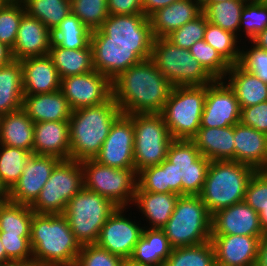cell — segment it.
<instances>
[{"label": "cell", "instance_id": "obj_1", "mask_svg": "<svg viewBox=\"0 0 267 266\" xmlns=\"http://www.w3.org/2000/svg\"><path fill=\"white\" fill-rule=\"evenodd\" d=\"M172 88L148 59L131 66L112 81V96L123 114H161Z\"/></svg>", "mask_w": 267, "mask_h": 266}, {"label": "cell", "instance_id": "obj_2", "mask_svg": "<svg viewBox=\"0 0 267 266\" xmlns=\"http://www.w3.org/2000/svg\"><path fill=\"white\" fill-rule=\"evenodd\" d=\"M30 244L36 266H75L81 249L64 214L34 213Z\"/></svg>", "mask_w": 267, "mask_h": 266}, {"label": "cell", "instance_id": "obj_3", "mask_svg": "<svg viewBox=\"0 0 267 266\" xmlns=\"http://www.w3.org/2000/svg\"><path fill=\"white\" fill-rule=\"evenodd\" d=\"M120 114L113 96L101 105L73 110L69 119L70 159H94Z\"/></svg>", "mask_w": 267, "mask_h": 266}, {"label": "cell", "instance_id": "obj_4", "mask_svg": "<svg viewBox=\"0 0 267 266\" xmlns=\"http://www.w3.org/2000/svg\"><path fill=\"white\" fill-rule=\"evenodd\" d=\"M255 171L232 160L211 161L199 195L209 213L243 202L247 183Z\"/></svg>", "mask_w": 267, "mask_h": 266}, {"label": "cell", "instance_id": "obj_5", "mask_svg": "<svg viewBox=\"0 0 267 266\" xmlns=\"http://www.w3.org/2000/svg\"><path fill=\"white\" fill-rule=\"evenodd\" d=\"M212 215L199 195L179 196L174 212L162 230L173 248L211 240Z\"/></svg>", "mask_w": 267, "mask_h": 266}, {"label": "cell", "instance_id": "obj_6", "mask_svg": "<svg viewBox=\"0 0 267 266\" xmlns=\"http://www.w3.org/2000/svg\"><path fill=\"white\" fill-rule=\"evenodd\" d=\"M206 85L175 86L161 112L173 140H191L200 128Z\"/></svg>", "mask_w": 267, "mask_h": 266}, {"label": "cell", "instance_id": "obj_7", "mask_svg": "<svg viewBox=\"0 0 267 266\" xmlns=\"http://www.w3.org/2000/svg\"><path fill=\"white\" fill-rule=\"evenodd\" d=\"M151 60L173 87L203 86L215 81L188 49L176 46L166 37L154 38Z\"/></svg>", "mask_w": 267, "mask_h": 266}, {"label": "cell", "instance_id": "obj_8", "mask_svg": "<svg viewBox=\"0 0 267 266\" xmlns=\"http://www.w3.org/2000/svg\"><path fill=\"white\" fill-rule=\"evenodd\" d=\"M117 208L109 199L83 188L68 202L64 215L82 246L96 244L100 230Z\"/></svg>", "mask_w": 267, "mask_h": 266}, {"label": "cell", "instance_id": "obj_9", "mask_svg": "<svg viewBox=\"0 0 267 266\" xmlns=\"http://www.w3.org/2000/svg\"><path fill=\"white\" fill-rule=\"evenodd\" d=\"M84 188L109 199L117 207H131L137 188L135 168H113L94 159L80 161Z\"/></svg>", "mask_w": 267, "mask_h": 266}, {"label": "cell", "instance_id": "obj_10", "mask_svg": "<svg viewBox=\"0 0 267 266\" xmlns=\"http://www.w3.org/2000/svg\"><path fill=\"white\" fill-rule=\"evenodd\" d=\"M83 188L81 162L61 160L30 207L37 214H64L68 202Z\"/></svg>", "mask_w": 267, "mask_h": 266}, {"label": "cell", "instance_id": "obj_11", "mask_svg": "<svg viewBox=\"0 0 267 266\" xmlns=\"http://www.w3.org/2000/svg\"><path fill=\"white\" fill-rule=\"evenodd\" d=\"M134 165L137 174L166 159L173 138L161 114H132Z\"/></svg>", "mask_w": 267, "mask_h": 266}, {"label": "cell", "instance_id": "obj_12", "mask_svg": "<svg viewBox=\"0 0 267 266\" xmlns=\"http://www.w3.org/2000/svg\"><path fill=\"white\" fill-rule=\"evenodd\" d=\"M94 70L111 81L133 65L151 59L152 45L106 44V35L100 30L91 33Z\"/></svg>", "mask_w": 267, "mask_h": 266}, {"label": "cell", "instance_id": "obj_13", "mask_svg": "<svg viewBox=\"0 0 267 266\" xmlns=\"http://www.w3.org/2000/svg\"><path fill=\"white\" fill-rule=\"evenodd\" d=\"M166 159L175 165L178 172V195H200L210 160L201 155L191 140H173Z\"/></svg>", "mask_w": 267, "mask_h": 266}, {"label": "cell", "instance_id": "obj_14", "mask_svg": "<svg viewBox=\"0 0 267 266\" xmlns=\"http://www.w3.org/2000/svg\"><path fill=\"white\" fill-rule=\"evenodd\" d=\"M134 215L132 207H118L100 230L96 245L128 261L144 228Z\"/></svg>", "mask_w": 267, "mask_h": 266}, {"label": "cell", "instance_id": "obj_15", "mask_svg": "<svg viewBox=\"0 0 267 266\" xmlns=\"http://www.w3.org/2000/svg\"><path fill=\"white\" fill-rule=\"evenodd\" d=\"M60 91L68 100L72 110L97 106L112 97V81L94 70L62 78Z\"/></svg>", "mask_w": 267, "mask_h": 266}, {"label": "cell", "instance_id": "obj_16", "mask_svg": "<svg viewBox=\"0 0 267 266\" xmlns=\"http://www.w3.org/2000/svg\"><path fill=\"white\" fill-rule=\"evenodd\" d=\"M94 160L113 168H135L132 114L121 113L115 119Z\"/></svg>", "mask_w": 267, "mask_h": 266}, {"label": "cell", "instance_id": "obj_17", "mask_svg": "<svg viewBox=\"0 0 267 266\" xmlns=\"http://www.w3.org/2000/svg\"><path fill=\"white\" fill-rule=\"evenodd\" d=\"M241 108L235 92L224 80L206 85L200 127H228L240 121Z\"/></svg>", "mask_w": 267, "mask_h": 266}, {"label": "cell", "instance_id": "obj_18", "mask_svg": "<svg viewBox=\"0 0 267 266\" xmlns=\"http://www.w3.org/2000/svg\"><path fill=\"white\" fill-rule=\"evenodd\" d=\"M60 161L53 156L32 154L19 180L8 191V200L31 206Z\"/></svg>", "mask_w": 267, "mask_h": 266}, {"label": "cell", "instance_id": "obj_19", "mask_svg": "<svg viewBox=\"0 0 267 266\" xmlns=\"http://www.w3.org/2000/svg\"><path fill=\"white\" fill-rule=\"evenodd\" d=\"M99 29L106 35V44L152 45L154 40L144 14L109 15Z\"/></svg>", "mask_w": 267, "mask_h": 266}, {"label": "cell", "instance_id": "obj_20", "mask_svg": "<svg viewBox=\"0 0 267 266\" xmlns=\"http://www.w3.org/2000/svg\"><path fill=\"white\" fill-rule=\"evenodd\" d=\"M243 235L263 237L259 214L244 201L212 214L211 236Z\"/></svg>", "mask_w": 267, "mask_h": 266}, {"label": "cell", "instance_id": "obj_21", "mask_svg": "<svg viewBox=\"0 0 267 266\" xmlns=\"http://www.w3.org/2000/svg\"><path fill=\"white\" fill-rule=\"evenodd\" d=\"M261 238L243 235L211 236L216 266H255Z\"/></svg>", "mask_w": 267, "mask_h": 266}, {"label": "cell", "instance_id": "obj_22", "mask_svg": "<svg viewBox=\"0 0 267 266\" xmlns=\"http://www.w3.org/2000/svg\"><path fill=\"white\" fill-rule=\"evenodd\" d=\"M52 32L37 18L24 13L12 49L14 60L48 55L52 44Z\"/></svg>", "mask_w": 267, "mask_h": 266}, {"label": "cell", "instance_id": "obj_23", "mask_svg": "<svg viewBox=\"0 0 267 266\" xmlns=\"http://www.w3.org/2000/svg\"><path fill=\"white\" fill-rule=\"evenodd\" d=\"M178 198L179 195L175 193L143 191L137 185L131 207L140 216L138 219L143 221V227L162 229L174 212Z\"/></svg>", "mask_w": 267, "mask_h": 266}, {"label": "cell", "instance_id": "obj_24", "mask_svg": "<svg viewBox=\"0 0 267 266\" xmlns=\"http://www.w3.org/2000/svg\"><path fill=\"white\" fill-rule=\"evenodd\" d=\"M24 95H37L60 90L61 78L49 55L20 60Z\"/></svg>", "mask_w": 267, "mask_h": 266}, {"label": "cell", "instance_id": "obj_25", "mask_svg": "<svg viewBox=\"0 0 267 266\" xmlns=\"http://www.w3.org/2000/svg\"><path fill=\"white\" fill-rule=\"evenodd\" d=\"M32 154L53 156L60 160L70 159L69 121L34 123Z\"/></svg>", "mask_w": 267, "mask_h": 266}, {"label": "cell", "instance_id": "obj_26", "mask_svg": "<svg viewBox=\"0 0 267 266\" xmlns=\"http://www.w3.org/2000/svg\"><path fill=\"white\" fill-rule=\"evenodd\" d=\"M234 161L267 170V135L240 122L234 125Z\"/></svg>", "mask_w": 267, "mask_h": 266}, {"label": "cell", "instance_id": "obj_27", "mask_svg": "<svg viewBox=\"0 0 267 266\" xmlns=\"http://www.w3.org/2000/svg\"><path fill=\"white\" fill-rule=\"evenodd\" d=\"M202 14V0H180L155 11L148 18L154 38L168 36Z\"/></svg>", "mask_w": 267, "mask_h": 266}, {"label": "cell", "instance_id": "obj_28", "mask_svg": "<svg viewBox=\"0 0 267 266\" xmlns=\"http://www.w3.org/2000/svg\"><path fill=\"white\" fill-rule=\"evenodd\" d=\"M22 109L34 123L69 121L73 111L60 90L37 95H24Z\"/></svg>", "mask_w": 267, "mask_h": 266}, {"label": "cell", "instance_id": "obj_29", "mask_svg": "<svg viewBox=\"0 0 267 266\" xmlns=\"http://www.w3.org/2000/svg\"><path fill=\"white\" fill-rule=\"evenodd\" d=\"M202 156L210 161H234V125L228 127H200L191 139Z\"/></svg>", "mask_w": 267, "mask_h": 266}, {"label": "cell", "instance_id": "obj_30", "mask_svg": "<svg viewBox=\"0 0 267 266\" xmlns=\"http://www.w3.org/2000/svg\"><path fill=\"white\" fill-rule=\"evenodd\" d=\"M223 80L235 92L241 109L267 101V84L239 63L230 66Z\"/></svg>", "mask_w": 267, "mask_h": 266}, {"label": "cell", "instance_id": "obj_31", "mask_svg": "<svg viewBox=\"0 0 267 266\" xmlns=\"http://www.w3.org/2000/svg\"><path fill=\"white\" fill-rule=\"evenodd\" d=\"M172 250L173 247L162 229L144 227L129 261L141 265H162Z\"/></svg>", "mask_w": 267, "mask_h": 266}, {"label": "cell", "instance_id": "obj_32", "mask_svg": "<svg viewBox=\"0 0 267 266\" xmlns=\"http://www.w3.org/2000/svg\"><path fill=\"white\" fill-rule=\"evenodd\" d=\"M34 122L21 108L0 116V144L32 152Z\"/></svg>", "mask_w": 267, "mask_h": 266}, {"label": "cell", "instance_id": "obj_33", "mask_svg": "<svg viewBox=\"0 0 267 266\" xmlns=\"http://www.w3.org/2000/svg\"><path fill=\"white\" fill-rule=\"evenodd\" d=\"M24 93L19 60L0 66V116L22 108Z\"/></svg>", "mask_w": 267, "mask_h": 266}, {"label": "cell", "instance_id": "obj_34", "mask_svg": "<svg viewBox=\"0 0 267 266\" xmlns=\"http://www.w3.org/2000/svg\"><path fill=\"white\" fill-rule=\"evenodd\" d=\"M48 55L52 58L61 79L94 71L90 44L83 49H67L52 41Z\"/></svg>", "mask_w": 267, "mask_h": 266}, {"label": "cell", "instance_id": "obj_35", "mask_svg": "<svg viewBox=\"0 0 267 266\" xmlns=\"http://www.w3.org/2000/svg\"><path fill=\"white\" fill-rule=\"evenodd\" d=\"M137 185L143 190L156 193L178 194V172L167 159L159 165L141 170L137 174Z\"/></svg>", "mask_w": 267, "mask_h": 266}, {"label": "cell", "instance_id": "obj_36", "mask_svg": "<svg viewBox=\"0 0 267 266\" xmlns=\"http://www.w3.org/2000/svg\"><path fill=\"white\" fill-rule=\"evenodd\" d=\"M243 0H226L210 4H202V13L209 23L239 38L241 13L245 5Z\"/></svg>", "mask_w": 267, "mask_h": 266}, {"label": "cell", "instance_id": "obj_37", "mask_svg": "<svg viewBox=\"0 0 267 266\" xmlns=\"http://www.w3.org/2000/svg\"><path fill=\"white\" fill-rule=\"evenodd\" d=\"M92 31L72 12L52 32L53 42L62 48L83 49L91 42Z\"/></svg>", "mask_w": 267, "mask_h": 266}, {"label": "cell", "instance_id": "obj_38", "mask_svg": "<svg viewBox=\"0 0 267 266\" xmlns=\"http://www.w3.org/2000/svg\"><path fill=\"white\" fill-rule=\"evenodd\" d=\"M25 12L41 21L51 32L71 11V0H22Z\"/></svg>", "mask_w": 267, "mask_h": 266}, {"label": "cell", "instance_id": "obj_39", "mask_svg": "<svg viewBox=\"0 0 267 266\" xmlns=\"http://www.w3.org/2000/svg\"><path fill=\"white\" fill-rule=\"evenodd\" d=\"M33 214L30 206L7 200L0 209V232L30 236Z\"/></svg>", "mask_w": 267, "mask_h": 266}, {"label": "cell", "instance_id": "obj_40", "mask_svg": "<svg viewBox=\"0 0 267 266\" xmlns=\"http://www.w3.org/2000/svg\"><path fill=\"white\" fill-rule=\"evenodd\" d=\"M32 152L0 144V185L9 191L19 180Z\"/></svg>", "mask_w": 267, "mask_h": 266}, {"label": "cell", "instance_id": "obj_41", "mask_svg": "<svg viewBox=\"0 0 267 266\" xmlns=\"http://www.w3.org/2000/svg\"><path fill=\"white\" fill-rule=\"evenodd\" d=\"M204 40L212 46L230 66L239 63L242 41L235 34L208 22L205 28Z\"/></svg>", "mask_w": 267, "mask_h": 266}, {"label": "cell", "instance_id": "obj_42", "mask_svg": "<svg viewBox=\"0 0 267 266\" xmlns=\"http://www.w3.org/2000/svg\"><path fill=\"white\" fill-rule=\"evenodd\" d=\"M165 266H216L211 241L186 247L173 248Z\"/></svg>", "mask_w": 267, "mask_h": 266}, {"label": "cell", "instance_id": "obj_43", "mask_svg": "<svg viewBox=\"0 0 267 266\" xmlns=\"http://www.w3.org/2000/svg\"><path fill=\"white\" fill-rule=\"evenodd\" d=\"M267 27V1L246 2L241 13L239 39L250 41Z\"/></svg>", "mask_w": 267, "mask_h": 266}, {"label": "cell", "instance_id": "obj_44", "mask_svg": "<svg viewBox=\"0 0 267 266\" xmlns=\"http://www.w3.org/2000/svg\"><path fill=\"white\" fill-rule=\"evenodd\" d=\"M189 51L215 80L225 78L230 65L204 39L195 42Z\"/></svg>", "mask_w": 267, "mask_h": 266}, {"label": "cell", "instance_id": "obj_45", "mask_svg": "<svg viewBox=\"0 0 267 266\" xmlns=\"http://www.w3.org/2000/svg\"><path fill=\"white\" fill-rule=\"evenodd\" d=\"M71 11L91 31L99 29L109 16L107 0H71Z\"/></svg>", "mask_w": 267, "mask_h": 266}, {"label": "cell", "instance_id": "obj_46", "mask_svg": "<svg viewBox=\"0 0 267 266\" xmlns=\"http://www.w3.org/2000/svg\"><path fill=\"white\" fill-rule=\"evenodd\" d=\"M25 13L22 1L0 6V42L13 49L21 19Z\"/></svg>", "mask_w": 267, "mask_h": 266}, {"label": "cell", "instance_id": "obj_47", "mask_svg": "<svg viewBox=\"0 0 267 266\" xmlns=\"http://www.w3.org/2000/svg\"><path fill=\"white\" fill-rule=\"evenodd\" d=\"M208 20L202 13L194 20L187 22L182 27L172 31L166 38L178 47L190 49L197 41L204 39V33Z\"/></svg>", "mask_w": 267, "mask_h": 266}, {"label": "cell", "instance_id": "obj_48", "mask_svg": "<svg viewBox=\"0 0 267 266\" xmlns=\"http://www.w3.org/2000/svg\"><path fill=\"white\" fill-rule=\"evenodd\" d=\"M246 42L241 44L239 64L267 84V50L257 47L251 41Z\"/></svg>", "mask_w": 267, "mask_h": 266}, {"label": "cell", "instance_id": "obj_49", "mask_svg": "<svg viewBox=\"0 0 267 266\" xmlns=\"http://www.w3.org/2000/svg\"><path fill=\"white\" fill-rule=\"evenodd\" d=\"M126 261L96 244L81 246L75 266H125Z\"/></svg>", "mask_w": 267, "mask_h": 266}, {"label": "cell", "instance_id": "obj_50", "mask_svg": "<svg viewBox=\"0 0 267 266\" xmlns=\"http://www.w3.org/2000/svg\"><path fill=\"white\" fill-rule=\"evenodd\" d=\"M244 202L258 214L267 209V170H258L247 183Z\"/></svg>", "mask_w": 267, "mask_h": 266}, {"label": "cell", "instance_id": "obj_51", "mask_svg": "<svg viewBox=\"0 0 267 266\" xmlns=\"http://www.w3.org/2000/svg\"><path fill=\"white\" fill-rule=\"evenodd\" d=\"M0 240L10 261L33 262L30 236H17L0 232Z\"/></svg>", "mask_w": 267, "mask_h": 266}, {"label": "cell", "instance_id": "obj_52", "mask_svg": "<svg viewBox=\"0 0 267 266\" xmlns=\"http://www.w3.org/2000/svg\"><path fill=\"white\" fill-rule=\"evenodd\" d=\"M239 122L267 135V101L242 108Z\"/></svg>", "mask_w": 267, "mask_h": 266}, {"label": "cell", "instance_id": "obj_53", "mask_svg": "<svg viewBox=\"0 0 267 266\" xmlns=\"http://www.w3.org/2000/svg\"><path fill=\"white\" fill-rule=\"evenodd\" d=\"M109 15L143 14L142 0H107Z\"/></svg>", "mask_w": 267, "mask_h": 266}, {"label": "cell", "instance_id": "obj_54", "mask_svg": "<svg viewBox=\"0 0 267 266\" xmlns=\"http://www.w3.org/2000/svg\"><path fill=\"white\" fill-rule=\"evenodd\" d=\"M180 0H142V10L143 14L149 17L155 11L160 8L171 5L173 2Z\"/></svg>", "mask_w": 267, "mask_h": 266}, {"label": "cell", "instance_id": "obj_55", "mask_svg": "<svg viewBox=\"0 0 267 266\" xmlns=\"http://www.w3.org/2000/svg\"><path fill=\"white\" fill-rule=\"evenodd\" d=\"M255 266H267V234L259 241Z\"/></svg>", "mask_w": 267, "mask_h": 266}, {"label": "cell", "instance_id": "obj_56", "mask_svg": "<svg viewBox=\"0 0 267 266\" xmlns=\"http://www.w3.org/2000/svg\"><path fill=\"white\" fill-rule=\"evenodd\" d=\"M13 60L12 49L6 44L0 42V66L7 65Z\"/></svg>", "mask_w": 267, "mask_h": 266}, {"label": "cell", "instance_id": "obj_57", "mask_svg": "<svg viewBox=\"0 0 267 266\" xmlns=\"http://www.w3.org/2000/svg\"><path fill=\"white\" fill-rule=\"evenodd\" d=\"M257 47L267 50V27L250 40Z\"/></svg>", "mask_w": 267, "mask_h": 266}, {"label": "cell", "instance_id": "obj_58", "mask_svg": "<svg viewBox=\"0 0 267 266\" xmlns=\"http://www.w3.org/2000/svg\"><path fill=\"white\" fill-rule=\"evenodd\" d=\"M260 226L264 234H267V209L259 213Z\"/></svg>", "mask_w": 267, "mask_h": 266}, {"label": "cell", "instance_id": "obj_59", "mask_svg": "<svg viewBox=\"0 0 267 266\" xmlns=\"http://www.w3.org/2000/svg\"><path fill=\"white\" fill-rule=\"evenodd\" d=\"M0 266H36L34 262L9 261Z\"/></svg>", "mask_w": 267, "mask_h": 266}, {"label": "cell", "instance_id": "obj_60", "mask_svg": "<svg viewBox=\"0 0 267 266\" xmlns=\"http://www.w3.org/2000/svg\"><path fill=\"white\" fill-rule=\"evenodd\" d=\"M10 260L6 256L5 248L0 240V264L9 262Z\"/></svg>", "mask_w": 267, "mask_h": 266}, {"label": "cell", "instance_id": "obj_61", "mask_svg": "<svg viewBox=\"0 0 267 266\" xmlns=\"http://www.w3.org/2000/svg\"><path fill=\"white\" fill-rule=\"evenodd\" d=\"M8 200V193H0V209Z\"/></svg>", "mask_w": 267, "mask_h": 266}, {"label": "cell", "instance_id": "obj_62", "mask_svg": "<svg viewBox=\"0 0 267 266\" xmlns=\"http://www.w3.org/2000/svg\"><path fill=\"white\" fill-rule=\"evenodd\" d=\"M125 266H165V265L164 264H162V265H141V264H134L128 260V261H126Z\"/></svg>", "mask_w": 267, "mask_h": 266}, {"label": "cell", "instance_id": "obj_63", "mask_svg": "<svg viewBox=\"0 0 267 266\" xmlns=\"http://www.w3.org/2000/svg\"><path fill=\"white\" fill-rule=\"evenodd\" d=\"M220 1H226V0H202V4H210V3L220 2Z\"/></svg>", "mask_w": 267, "mask_h": 266}, {"label": "cell", "instance_id": "obj_64", "mask_svg": "<svg viewBox=\"0 0 267 266\" xmlns=\"http://www.w3.org/2000/svg\"><path fill=\"white\" fill-rule=\"evenodd\" d=\"M3 4L4 3H17V2H20L22 0H0Z\"/></svg>", "mask_w": 267, "mask_h": 266}, {"label": "cell", "instance_id": "obj_65", "mask_svg": "<svg viewBox=\"0 0 267 266\" xmlns=\"http://www.w3.org/2000/svg\"><path fill=\"white\" fill-rule=\"evenodd\" d=\"M0 193H8V191L4 190L3 187L0 185Z\"/></svg>", "mask_w": 267, "mask_h": 266}, {"label": "cell", "instance_id": "obj_66", "mask_svg": "<svg viewBox=\"0 0 267 266\" xmlns=\"http://www.w3.org/2000/svg\"><path fill=\"white\" fill-rule=\"evenodd\" d=\"M245 2H256V1H260V0H243Z\"/></svg>", "mask_w": 267, "mask_h": 266}]
</instances>
